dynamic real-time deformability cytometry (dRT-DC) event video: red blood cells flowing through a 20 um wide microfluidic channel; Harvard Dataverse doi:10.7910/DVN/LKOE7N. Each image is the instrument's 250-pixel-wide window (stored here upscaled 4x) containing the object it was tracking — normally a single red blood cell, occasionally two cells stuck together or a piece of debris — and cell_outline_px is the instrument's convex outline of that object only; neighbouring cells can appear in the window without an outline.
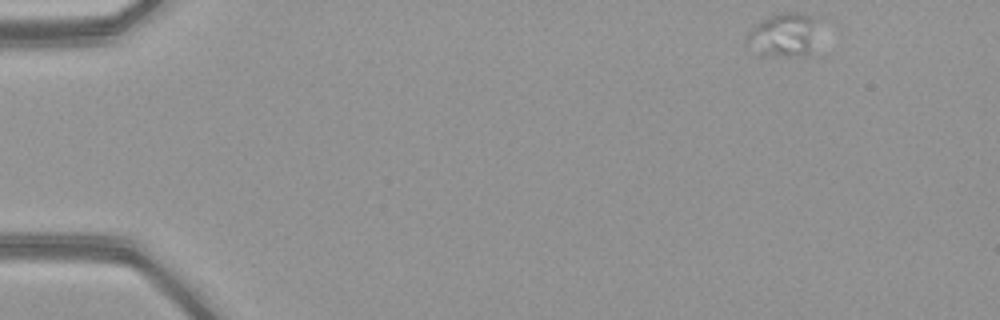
{"species": "common noctule bat (a hibernating species)", "species_latin": "Nyctalus noctula", "temperature_condition": "warm", "stored_images_in_passage": 15, "camera_frame_rate_fps": 3000, "um_per_image_px": 0.085, "animal": {"sex": "female", "body_mass_g": 21.9}, "frame": {"image": 1, "passage_image": 1, "time_ms": 0.0, "image_size_px": [1000, 320], "cell_outline_px": [[812, 20], [808, 52], [792, 56], [756, 56], [744, 48], [744, 44], [752, 28], [764, 20], [780, 12], [796, 12], [812, 16]], "centroid_in_image_um": [66.36, 3.02], "position_along_channel_um": 18.6, "area_um2": 17.34}}
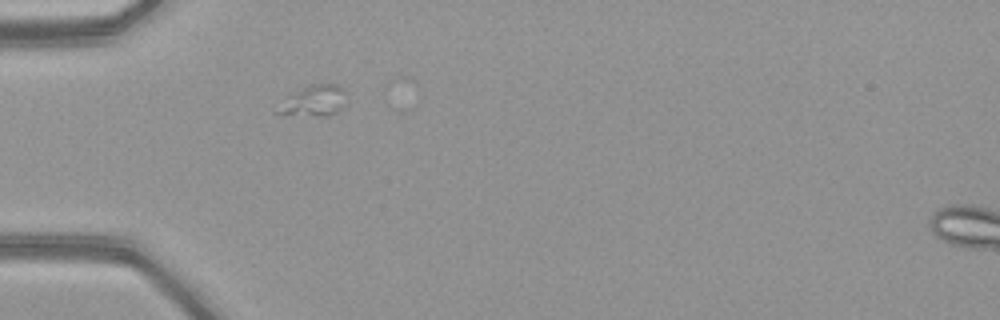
{"frame": {"image": 2, "passage_image": 12, "time_ms": 3.667, "image_size_px": [1000, 320], "cell_outline_px": [[344, 92], [340, 104], [336, 112], [328, 116], [284, 116], [272, 112], [288, 96], [312, 84], [336, 84], [344, 88]], "centroid_in_image_um": [26.56, 8.61], "position_along_channel_um": 58.4, "area_um2": 12.14}}